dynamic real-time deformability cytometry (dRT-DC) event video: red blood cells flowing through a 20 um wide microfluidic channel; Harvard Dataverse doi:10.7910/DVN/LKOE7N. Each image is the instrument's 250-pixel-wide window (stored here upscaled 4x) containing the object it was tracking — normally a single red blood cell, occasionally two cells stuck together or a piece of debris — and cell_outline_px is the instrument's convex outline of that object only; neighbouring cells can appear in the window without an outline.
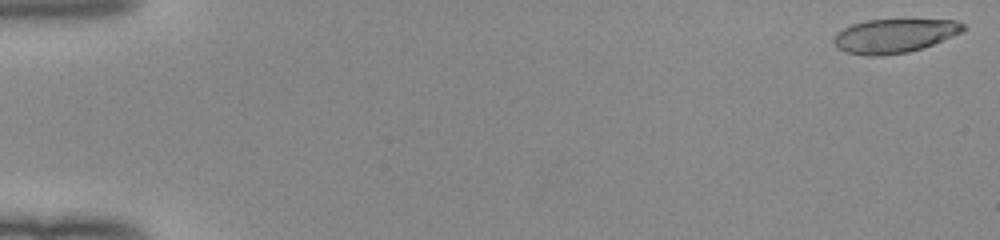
{"species": "human", "species_latin": "Homo sapiens", "temperature_condition": "room temperature", "stored_images_in_passage": 52, "camera_frame_rate_fps": 3000, "um_per_image_px": 0.085, "donor": {"sex": "female"}, "frame": {"image": 1, "passage_image": 1, "time_ms": 0.0, "image_size_px": [1000, 240], "cell_outline_px": [[964, 32], [924, 48], [908, 52], [880, 56], [868, 56], [844, 52], [836, 48], [832, 44], [832, 36], [836, 32], [852, 24], [868, 20], [956, 20], [964, 24]], "centroid_in_image_um": [75.98, 3.06], "position_along_channel_um": 9.0, "area_um2": 25.95}}
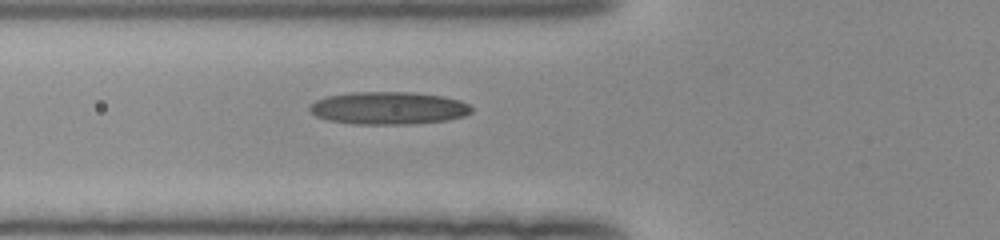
{"frame": {"image": 2, "passage_image": 20, "time_ms": 6.333, "image_size_px": [1000, 240], "cell_outline_px": [[472, 112], [464, 116], [448, 120], [412, 124], [352, 124], [328, 120], [316, 116], [308, 108], [316, 100], [324, 96], [352, 92], [408, 92], [444, 96], [460, 100], [468, 104], [472, 108]], "centroid_in_image_um": [33.02, 9.19], "position_along_channel_um": 92.8, "area_um2": 30.92}}
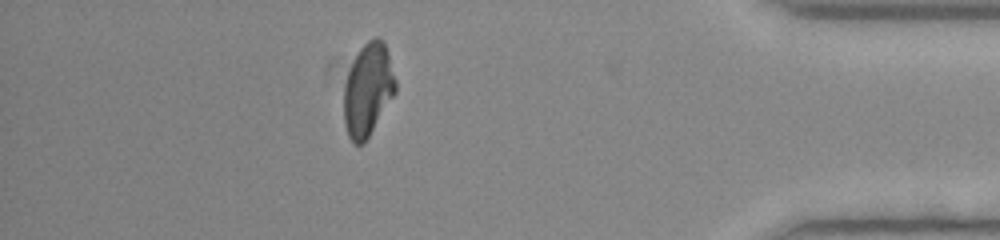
{"frame": {"image": 3, "passage_image": 46, "time_ms": 15.0, "image_size_px": [1000, 240], "cell_outline_px": [[396, 92], [364, 144], [356, 144], [348, 136], [344, 120], [344, 84], [348, 72], [360, 48], [368, 40], [376, 36], [384, 40], [388, 52], [396, 80]], "centroid_in_image_um": [31.28, 7.61], "position_along_channel_um": 403.9, "area_um2": 27.86}, "authors_computed_cell_mechanics": {"area_um2": 28.2642, "velocity_mm_per_s": 4.013, "shape_relaxation_time_tau1_ms": null, "shape_relaxation_time_tau2_ms": 2.1859, "deformation_change_tau1": null, "deformation_change_tau2": 0.1017}}